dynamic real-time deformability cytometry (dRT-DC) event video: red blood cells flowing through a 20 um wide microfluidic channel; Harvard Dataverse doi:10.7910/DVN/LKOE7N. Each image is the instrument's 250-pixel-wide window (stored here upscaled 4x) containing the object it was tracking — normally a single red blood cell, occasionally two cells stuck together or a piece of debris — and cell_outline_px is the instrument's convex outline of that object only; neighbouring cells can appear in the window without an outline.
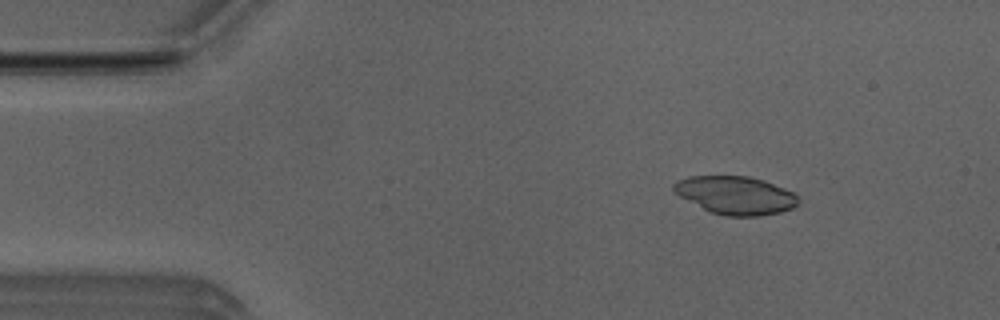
{"species": "Egyptian fruit bat (a non-hibernating species)", "species_latin": "Rousettus aegyptiacus", "temperature_condition": "room temperature", "stored_images_in_passage": 3, "camera_frame_rate_fps": 3000, "um_per_image_px": 0.085, "animal": {"sex": "male"}, "frame": {"image": 1, "passage_image": 1, "time_ms": 0.0, "image_size_px": [1000, 320], "cell_outline_px": [[800, 200], [792, 208], [780, 212], [760, 216], [724, 216], [712, 212], [672, 192], [672, 184], [676, 180], [688, 176], [748, 176], [764, 180], [784, 188], [792, 192]], "centroid_in_image_um": [62.5, 16.59], "position_along_channel_um": 22.5, "area_um2": 27.57}}